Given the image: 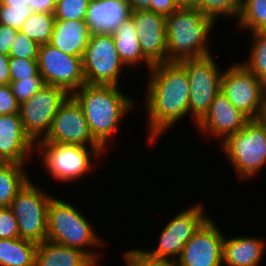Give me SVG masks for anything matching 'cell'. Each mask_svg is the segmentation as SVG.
<instances>
[{"mask_svg": "<svg viewBox=\"0 0 266 266\" xmlns=\"http://www.w3.org/2000/svg\"><path fill=\"white\" fill-rule=\"evenodd\" d=\"M149 72L145 97L150 130L147 134L148 142L154 143L159 135L189 114L190 84L186 69L179 62L155 64Z\"/></svg>", "mask_w": 266, "mask_h": 266, "instance_id": "cell-1", "label": "cell"}, {"mask_svg": "<svg viewBox=\"0 0 266 266\" xmlns=\"http://www.w3.org/2000/svg\"><path fill=\"white\" fill-rule=\"evenodd\" d=\"M119 86L85 83L71 96L81 106L93 138L104 148L109 137L120 130L118 122L133 101L121 93Z\"/></svg>", "mask_w": 266, "mask_h": 266, "instance_id": "cell-2", "label": "cell"}, {"mask_svg": "<svg viewBox=\"0 0 266 266\" xmlns=\"http://www.w3.org/2000/svg\"><path fill=\"white\" fill-rule=\"evenodd\" d=\"M215 20L197 8L179 7L166 16L167 62L210 56L206 39Z\"/></svg>", "mask_w": 266, "mask_h": 266, "instance_id": "cell-3", "label": "cell"}, {"mask_svg": "<svg viewBox=\"0 0 266 266\" xmlns=\"http://www.w3.org/2000/svg\"><path fill=\"white\" fill-rule=\"evenodd\" d=\"M91 226L74 206L58 198H51L48 207L47 240L77 248L97 264L99 254L86 250L90 246H102V241Z\"/></svg>", "mask_w": 266, "mask_h": 266, "instance_id": "cell-4", "label": "cell"}, {"mask_svg": "<svg viewBox=\"0 0 266 266\" xmlns=\"http://www.w3.org/2000/svg\"><path fill=\"white\" fill-rule=\"evenodd\" d=\"M221 144L243 180L253 177L266 165V127L258 119H249L241 130L228 135Z\"/></svg>", "mask_w": 266, "mask_h": 266, "instance_id": "cell-5", "label": "cell"}, {"mask_svg": "<svg viewBox=\"0 0 266 266\" xmlns=\"http://www.w3.org/2000/svg\"><path fill=\"white\" fill-rule=\"evenodd\" d=\"M52 196L29 179L10 204L17 219L19 237L36 243L47 240L48 207Z\"/></svg>", "mask_w": 266, "mask_h": 266, "instance_id": "cell-6", "label": "cell"}, {"mask_svg": "<svg viewBox=\"0 0 266 266\" xmlns=\"http://www.w3.org/2000/svg\"><path fill=\"white\" fill-rule=\"evenodd\" d=\"M82 63L87 84L118 86L120 71L125 67L119 58L112 33H91Z\"/></svg>", "mask_w": 266, "mask_h": 266, "instance_id": "cell-7", "label": "cell"}, {"mask_svg": "<svg viewBox=\"0 0 266 266\" xmlns=\"http://www.w3.org/2000/svg\"><path fill=\"white\" fill-rule=\"evenodd\" d=\"M266 85L242 62L222 72L220 92L248 119H258Z\"/></svg>", "mask_w": 266, "mask_h": 266, "instance_id": "cell-8", "label": "cell"}, {"mask_svg": "<svg viewBox=\"0 0 266 266\" xmlns=\"http://www.w3.org/2000/svg\"><path fill=\"white\" fill-rule=\"evenodd\" d=\"M215 62L212 55L179 62L186 69L190 84L189 114L197 124L220 92L222 71Z\"/></svg>", "mask_w": 266, "mask_h": 266, "instance_id": "cell-9", "label": "cell"}, {"mask_svg": "<svg viewBox=\"0 0 266 266\" xmlns=\"http://www.w3.org/2000/svg\"><path fill=\"white\" fill-rule=\"evenodd\" d=\"M68 96L63 88L46 84L20 104L24 130L35 144L47 136L59 106Z\"/></svg>", "mask_w": 266, "mask_h": 266, "instance_id": "cell-10", "label": "cell"}, {"mask_svg": "<svg viewBox=\"0 0 266 266\" xmlns=\"http://www.w3.org/2000/svg\"><path fill=\"white\" fill-rule=\"evenodd\" d=\"M41 141L83 146L90 144L92 156L96 158L104 152V148L93 138L81 106L71 95L59 106L47 136Z\"/></svg>", "mask_w": 266, "mask_h": 266, "instance_id": "cell-11", "label": "cell"}, {"mask_svg": "<svg viewBox=\"0 0 266 266\" xmlns=\"http://www.w3.org/2000/svg\"><path fill=\"white\" fill-rule=\"evenodd\" d=\"M203 209L202 204H195L191 208L176 214L161 232L158 247L155 250L140 249V251L147 258L170 261L171 257L172 261H177L185 243L209 218L203 213Z\"/></svg>", "mask_w": 266, "mask_h": 266, "instance_id": "cell-12", "label": "cell"}, {"mask_svg": "<svg viewBox=\"0 0 266 266\" xmlns=\"http://www.w3.org/2000/svg\"><path fill=\"white\" fill-rule=\"evenodd\" d=\"M37 63L45 84L63 88L69 95L86 82L81 56L65 54L54 46H39Z\"/></svg>", "mask_w": 266, "mask_h": 266, "instance_id": "cell-13", "label": "cell"}, {"mask_svg": "<svg viewBox=\"0 0 266 266\" xmlns=\"http://www.w3.org/2000/svg\"><path fill=\"white\" fill-rule=\"evenodd\" d=\"M36 147L43 155L42 161L47 172L62 182L80 179L92 170L91 152L86 146L39 141Z\"/></svg>", "mask_w": 266, "mask_h": 266, "instance_id": "cell-14", "label": "cell"}, {"mask_svg": "<svg viewBox=\"0 0 266 266\" xmlns=\"http://www.w3.org/2000/svg\"><path fill=\"white\" fill-rule=\"evenodd\" d=\"M222 232L208 218L185 243L177 260L180 266H224Z\"/></svg>", "mask_w": 266, "mask_h": 266, "instance_id": "cell-15", "label": "cell"}, {"mask_svg": "<svg viewBox=\"0 0 266 266\" xmlns=\"http://www.w3.org/2000/svg\"><path fill=\"white\" fill-rule=\"evenodd\" d=\"M132 19L143 55L153 64L167 62L166 17L150 10H133Z\"/></svg>", "mask_w": 266, "mask_h": 266, "instance_id": "cell-16", "label": "cell"}, {"mask_svg": "<svg viewBox=\"0 0 266 266\" xmlns=\"http://www.w3.org/2000/svg\"><path fill=\"white\" fill-rule=\"evenodd\" d=\"M35 145L26 134L19 113L0 115V162L24 164Z\"/></svg>", "mask_w": 266, "mask_h": 266, "instance_id": "cell-17", "label": "cell"}, {"mask_svg": "<svg viewBox=\"0 0 266 266\" xmlns=\"http://www.w3.org/2000/svg\"><path fill=\"white\" fill-rule=\"evenodd\" d=\"M248 120L223 93L219 92L207 114L196 125L204 133H210L218 138L222 136L223 141L228 135L241 130Z\"/></svg>", "mask_w": 266, "mask_h": 266, "instance_id": "cell-18", "label": "cell"}, {"mask_svg": "<svg viewBox=\"0 0 266 266\" xmlns=\"http://www.w3.org/2000/svg\"><path fill=\"white\" fill-rule=\"evenodd\" d=\"M130 12L126 0H90L85 21L91 33H113Z\"/></svg>", "mask_w": 266, "mask_h": 266, "instance_id": "cell-19", "label": "cell"}, {"mask_svg": "<svg viewBox=\"0 0 266 266\" xmlns=\"http://www.w3.org/2000/svg\"><path fill=\"white\" fill-rule=\"evenodd\" d=\"M90 34L85 20L55 19L49 44L65 54L82 57Z\"/></svg>", "mask_w": 266, "mask_h": 266, "instance_id": "cell-20", "label": "cell"}, {"mask_svg": "<svg viewBox=\"0 0 266 266\" xmlns=\"http://www.w3.org/2000/svg\"><path fill=\"white\" fill-rule=\"evenodd\" d=\"M266 243L254 237H234L223 241V264L226 266H259Z\"/></svg>", "mask_w": 266, "mask_h": 266, "instance_id": "cell-21", "label": "cell"}, {"mask_svg": "<svg viewBox=\"0 0 266 266\" xmlns=\"http://www.w3.org/2000/svg\"><path fill=\"white\" fill-rule=\"evenodd\" d=\"M35 266H97L83 251L52 241L38 243Z\"/></svg>", "mask_w": 266, "mask_h": 266, "instance_id": "cell-22", "label": "cell"}, {"mask_svg": "<svg viewBox=\"0 0 266 266\" xmlns=\"http://www.w3.org/2000/svg\"><path fill=\"white\" fill-rule=\"evenodd\" d=\"M119 58L125 66L144 61L150 70L154 65L143 55L134 23L130 17L117 26L112 33Z\"/></svg>", "mask_w": 266, "mask_h": 266, "instance_id": "cell-23", "label": "cell"}, {"mask_svg": "<svg viewBox=\"0 0 266 266\" xmlns=\"http://www.w3.org/2000/svg\"><path fill=\"white\" fill-rule=\"evenodd\" d=\"M38 243L22 239H0V266H35Z\"/></svg>", "mask_w": 266, "mask_h": 266, "instance_id": "cell-24", "label": "cell"}, {"mask_svg": "<svg viewBox=\"0 0 266 266\" xmlns=\"http://www.w3.org/2000/svg\"><path fill=\"white\" fill-rule=\"evenodd\" d=\"M24 164L0 162V207H10L18 191L29 180Z\"/></svg>", "mask_w": 266, "mask_h": 266, "instance_id": "cell-25", "label": "cell"}, {"mask_svg": "<svg viewBox=\"0 0 266 266\" xmlns=\"http://www.w3.org/2000/svg\"><path fill=\"white\" fill-rule=\"evenodd\" d=\"M54 23V13L33 12L19 31L39 45L47 44L51 40Z\"/></svg>", "mask_w": 266, "mask_h": 266, "instance_id": "cell-26", "label": "cell"}, {"mask_svg": "<svg viewBox=\"0 0 266 266\" xmlns=\"http://www.w3.org/2000/svg\"><path fill=\"white\" fill-rule=\"evenodd\" d=\"M240 27L251 33L266 31V0H242L237 17Z\"/></svg>", "mask_w": 266, "mask_h": 266, "instance_id": "cell-27", "label": "cell"}, {"mask_svg": "<svg viewBox=\"0 0 266 266\" xmlns=\"http://www.w3.org/2000/svg\"><path fill=\"white\" fill-rule=\"evenodd\" d=\"M252 47L248 63H242L266 85V31L252 32Z\"/></svg>", "mask_w": 266, "mask_h": 266, "instance_id": "cell-28", "label": "cell"}, {"mask_svg": "<svg viewBox=\"0 0 266 266\" xmlns=\"http://www.w3.org/2000/svg\"><path fill=\"white\" fill-rule=\"evenodd\" d=\"M241 4L242 0H199L195 8L216 20L220 15L237 18L241 9Z\"/></svg>", "mask_w": 266, "mask_h": 266, "instance_id": "cell-29", "label": "cell"}, {"mask_svg": "<svg viewBox=\"0 0 266 266\" xmlns=\"http://www.w3.org/2000/svg\"><path fill=\"white\" fill-rule=\"evenodd\" d=\"M90 0H57L54 9L55 19L85 20Z\"/></svg>", "mask_w": 266, "mask_h": 266, "instance_id": "cell-30", "label": "cell"}, {"mask_svg": "<svg viewBox=\"0 0 266 266\" xmlns=\"http://www.w3.org/2000/svg\"><path fill=\"white\" fill-rule=\"evenodd\" d=\"M34 11L28 6H7L0 1V24L20 29Z\"/></svg>", "mask_w": 266, "mask_h": 266, "instance_id": "cell-31", "label": "cell"}, {"mask_svg": "<svg viewBox=\"0 0 266 266\" xmlns=\"http://www.w3.org/2000/svg\"><path fill=\"white\" fill-rule=\"evenodd\" d=\"M9 85L17 102L21 104L27 101L46 84L43 77L38 73L35 77H32V79L10 81Z\"/></svg>", "mask_w": 266, "mask_h": 266, "instance_id": "cell-32", "label": "cell"}, {"mask_svg": "<svg viewBox=\"0 0 266 266\" xmlns=\"http://www.w3.org/2000/svg\"><path fill=\"white\" fill-rule=\"evenodd\" d=\"M39 44L25 34L18 32V35L13 42L9 58H22V59H31L37 60L39 52Z\"/></svg>", "mask_w": 266, "mask_h": 266, "instance_id": "cell-33", "label": "cell"}, {"mask_svg": "<svg viewBox=\"0 0 266 266\" xmlns=\"http://www.w3.org/2000/svg\"><path fill=\"white\" fill-rule=\"evenodd\" d=\"M10 81L32 79L39 73L37 60L9 58Z\"/></svg>", "mask_w": 266, "mask_h": 266, "instance_id": "cell-34", "label": "cell"}, {"mask_svg": "<svg viewBox=\"0 0 266 266\" xmlns=\"http://www.w3.org/2000/svg\"><path fill=\"white\" fill-rule=\"evenodd\" d=\"M124 259L128 266H180L177 261L147 258L140 249L133 248L125 252Z\"/></svg>", "mask_w": 266, "mask_h": 266, "instance_id": "cell-35", "label": "cell"}, {"mask_svg": "<svg viewBox=\"0 0 266 266\" xmlns=\"http://www.w3.org/2000/svg\"><path fill=\"white\" fill-rule=\"evenodd\" d=\"M19 237L17 219L10 207H0V239Z\"/></svg>", "mask_w": 266, "mask_h": 266, "instance_id": "cell-36", "label": "cell"}, {"mask_svg": "<svg viewBox=\"0 0 266 266\" xmlns=\"http://www.w3.org/2000/svg\"><path fill=\"white\" fill-rule=\"evenodd\" d=\"M19 107L10 85H0V115L19 113Z\"/></svg>", "mask_w": 266, "mask_h": 266, "instance_id": "cell-37", "label": "cell"}, {"mask_svg": "<svg viewBox=\"0 0 266 266\" xmlns=\"http://www.w3.org/2000/svg\"><path fill=\"white\" fill-rule=\"evenodd\" d=\"M19 30L0 24V53L9 56L13 42L15 41Z\"/></svg>", "mask_w": 266, "mask_h": 266, "instance_id": "cell-38", "label": "cell"}, {"mask_svg": "<svg viewBox=\"0 0 266 266\" xmlns=\"http://www.w3.org/2000/svg\"><path fill=\"white\" fill-rule=\"evenodd\" d=\"M179 7L177 0H151L150 7L147 10L159 13L166 17L171 15Z\"/></svg>", "mask_w": 266, "mask_h": 266, "instance_id": "cell-39", "label": "cell"}, {"mask_svg": "<svg viewBox=\"0 0 266 266\" xmlns=\"http://www.w3.org/2000/svg\"><path fill=\"white\" fill-rule=\"evenodd\" d=\"M57 0H28V6L34 12L53 13Z\"/></svg>", "mask_w": 266, "mask_h": 266, "instance_id": "cell-40", "label": "cell"}, {"mask_svg": "<svg viewBox=\"0 0 266 266\" xmlns=\"http://www.w3.org/2000/svg\"><path fill=\"white\" fill-rule=\"evenodd\" d=\"M10 84L9 56L0 53V85Z\"/></svg>", "mask_w": 266, "mask_h": 266, "instance_id": "cell-41", "label": "cell"}, {"mask_svg": "<svg viewBox=\"0 0 266 266\" xmlns=\"http://www.w3.org/2000/svg\"><path fill=\"white\" fill-rule=\"evenodd\" d=\"M130 10H147L150 7L151 0H126Z\"/></svg>", "mask_w": 266, "mask_h": 266, "instance_id": "cell-42", "label": "cell"}, {"mask_svg": "<svg viewBox=\"0 0 266 266\" xmlns=\"http://www.w3.org/2000/svg\"><path fill=\"white\" fill-rule=\"evenodd\" d=\"M258 120L266 127V91L263 97V103Z\"/></svg>", "mask_w": 266, "mask_h": 266, "instance_id": "cell-43", "label": "cell"}, {"mask_svg": "<svg viewBox=\"0 0 266 266\" xmlns=\"http://www.w3.org/2000/svg\"><path fill=\"white\" fill-rule=\"evenodd\" d=\"M4 5L7 6H24L28 5V0H0Z\"/></svg>", "mask_w": 266, "mask_h": 266, "instance_id": "cell-44", "label": "cell"}, {"mask_svg": "<svg viewBox=\"0 0 266 266\" xmlns=\"http://www.w3.org/2000/svg\"><path fill=\"white\" fill-rule=\"evenodd\" d=\"M180 7L195 8L199 0H177Z\"/></svg>", "mask_w": 266, "mask_h": 266, "instance_id": "cell-45", "label": "cell"}]
</instances>
